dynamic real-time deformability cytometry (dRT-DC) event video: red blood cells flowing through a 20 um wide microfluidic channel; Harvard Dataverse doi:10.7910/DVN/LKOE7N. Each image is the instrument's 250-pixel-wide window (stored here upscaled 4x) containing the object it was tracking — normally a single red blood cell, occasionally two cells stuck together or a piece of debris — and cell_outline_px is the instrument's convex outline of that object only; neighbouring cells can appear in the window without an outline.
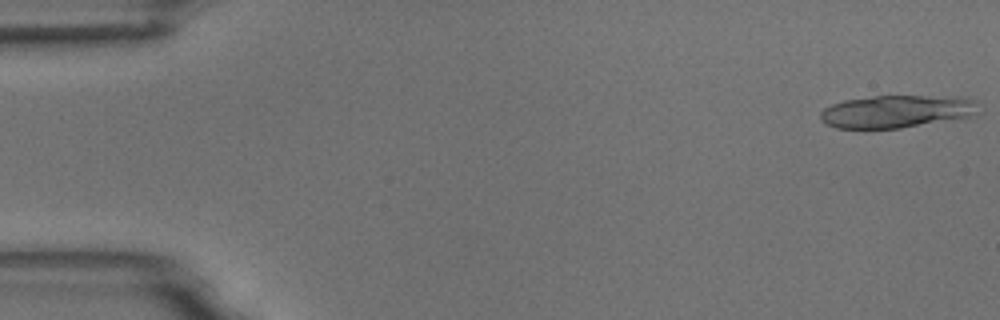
{"species": "common noctule bat (a hibernating species)", "species_latin": "Nyctalus noctula", "temperature_condition": "room temperature", "stored_images_in_passage": 5, "camera_frame_rate_fps": 3000, "um_per_image_px": 0.085, "animal": {"sex": "male", "body_mass_g": 18.8}, "frame": {"image": 1, "passage_image": 1, "time_ms": 0.0, "image_size_px": [1000, 320], "cell_outline_px": [[980, 100], [976, 112], [968, 116], [900, 128], [836, 128], [820, 120], [820, 112], [824, 108], [832, 104], [844, 100], [876, 96], [960, 96]], "centroid_in_image_um": [76.21, 9.45], "position_along_channel_um": 8.8, "area_um2": 29.88}}
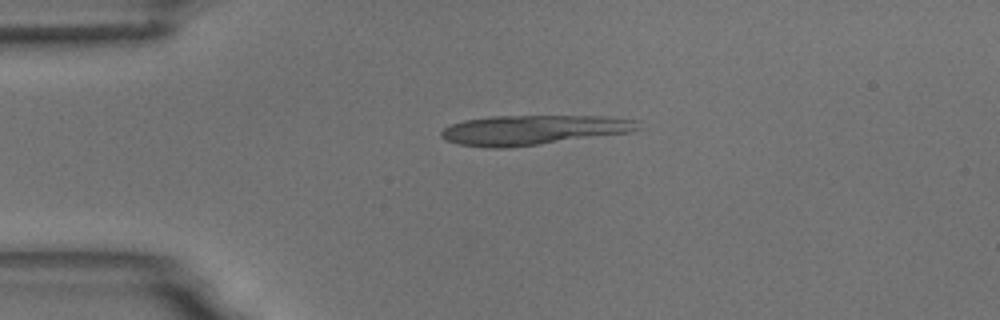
{"frame": {"image": 2, "passage_image": 4, "time_ms": 3.667, "image_size_px": [1000, 320], "cell_outline_px": [[640, 128], [632, 132], [540, 144], [508, 148], [488, 148], [456, 144], [444, 140], [440, 136], [440, 132], [444, 128], [452, 124], [464, 120], [492, 116], [604, 116], [640, 120]], "centroid_in_image_um": [45.32, 11.05], "position_along_channel_um": 39.7, "area_um2": 34.39}}